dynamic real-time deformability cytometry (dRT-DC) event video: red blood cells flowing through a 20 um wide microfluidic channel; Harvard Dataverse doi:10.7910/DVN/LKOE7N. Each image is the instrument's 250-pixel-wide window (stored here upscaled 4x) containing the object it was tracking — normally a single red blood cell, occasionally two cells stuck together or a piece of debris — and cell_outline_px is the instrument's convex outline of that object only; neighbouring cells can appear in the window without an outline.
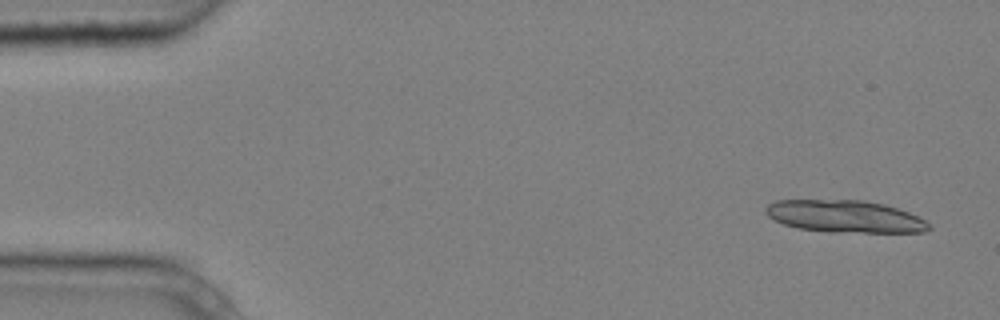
{"species": "common noctule bat (a hibernating species)", "species_latin": "Nyctalus noctula", "temperature_condition": "cold", "stored_images_in_passage": 6, "segment_of_instrument_passage": [1, 2], "camera_frame_rate_fps": 3000, "um_per_image_px": 0.085, "animal": {"sex": "male", "body_mass_g": 20.4}, "frame": {"image": 1, "passage_image": 1, "time_ms": 0.0, "image_size_px": [1000, 320], "cell_outline_px": [[932, 228], [924, 232], [832, 232], [800, 228], [784, 224], [772, 220], [764, 212], [764, 208], [768, 204], [776, 200], [864, 200], [884, 204], [908, 212], [924, 220]], "centroid_in_image_um": [71.77, 18.39], "position_along_channel_um": 13.2, "area_um2": 30.58}}